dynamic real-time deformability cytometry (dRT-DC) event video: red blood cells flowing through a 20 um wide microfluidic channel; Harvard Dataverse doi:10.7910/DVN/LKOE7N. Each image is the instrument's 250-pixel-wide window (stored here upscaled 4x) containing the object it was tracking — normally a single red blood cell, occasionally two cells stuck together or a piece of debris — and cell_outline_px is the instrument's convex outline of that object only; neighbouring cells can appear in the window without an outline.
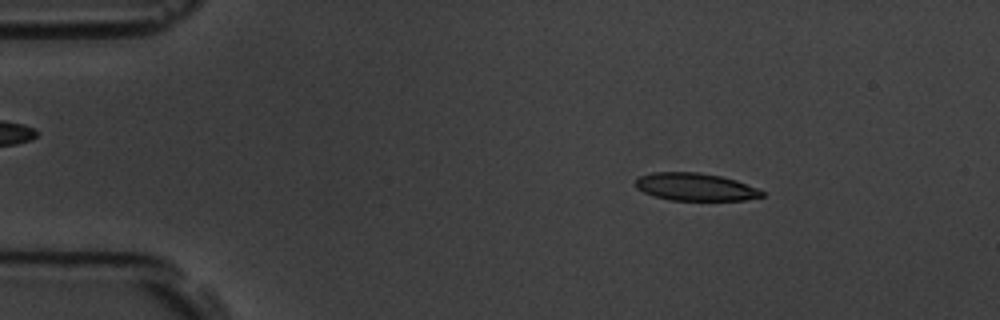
{"species": "common noctule bat (a hibernating species)", "species_latin": "Nyctalus noctula", "temperature_condition": "room temperature", "stored_images_in_passage": 57, "camera_frame_rate_fps": 3000, "um_per_image_px": 0.085, "animal": {"sex": "male", "body_mass_g": 19.5, "forearm_length_mm": 54.6}, "frame": {"image": 1, "passage_image": 8, "time_ms": 2.333, "image_size_px": [1000, 320], "cell_outline_px": [[764, 196], [744, 200], [668, 200], [644, 192], [636, 188], [636, 180], [640, 176], [652, 172], [696, 172], [720, 176], [736, 180], [756, 188], [764, 192]], "centroid_in_image_um": [59.09, 15.89], "position_along_channel_um": 25.9, "area_um2": 20.17}}
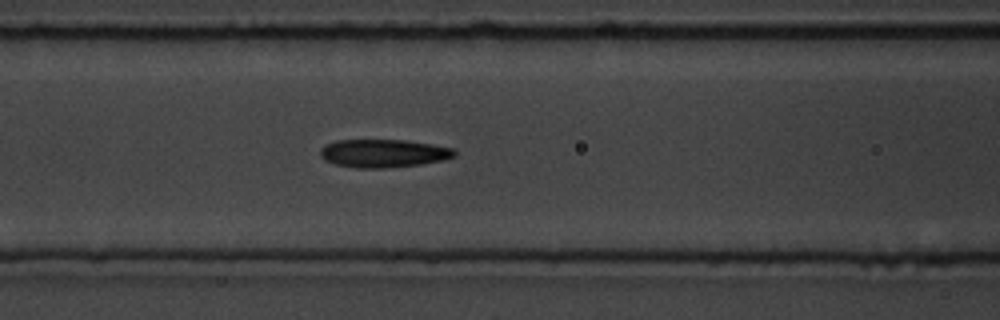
{"frame": {"image": 2, "passage_image": 23, "time_ms": 7.333, "image_size_px": [1000, 320], "cell_outline_px": [[456, 156], [440, 160], [420, 164], [384, 168], [356, 168], [336, 164], [324, 160], [320, 156], [320, 148], [324, 144], [336, 140], [404, 140], [432, 144], [456, 148]], "centroid_in_image_um": [32.57, 13.02], "position_along_channel_um": 134.0, "area_um2": 22.08}}
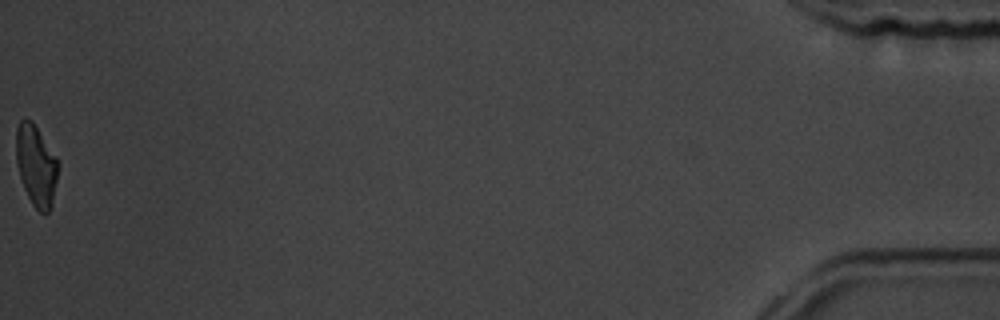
{"frame": {"image": 3, "passage_image": 57, "time_ms": 18.667, "image_size_px": [1000, 320], "cell_outline_px": [[60, 164], [52, 204], [48, 212], [44, 216], [32, 204], [24, 188], [16, 164], [16, 128], [20, 120], [32, 120], [56, 156]], "centroid_in_image_um": [3.08, 14.08], "position_along_channel_um": 432.1, "area_um2": 20.0}, "authors_computed_cell_mechanics": {"area_um2": 21.4438, "velocity_mm_per_s": 3.533, "shape_relaxation_time_tau1_ms": 9.4278, "shape_relaxation_time_tau2_ms": 4.0663, "deformation_change_tau1": 0.1986, "deformation_change_tau2": 0.1281}}